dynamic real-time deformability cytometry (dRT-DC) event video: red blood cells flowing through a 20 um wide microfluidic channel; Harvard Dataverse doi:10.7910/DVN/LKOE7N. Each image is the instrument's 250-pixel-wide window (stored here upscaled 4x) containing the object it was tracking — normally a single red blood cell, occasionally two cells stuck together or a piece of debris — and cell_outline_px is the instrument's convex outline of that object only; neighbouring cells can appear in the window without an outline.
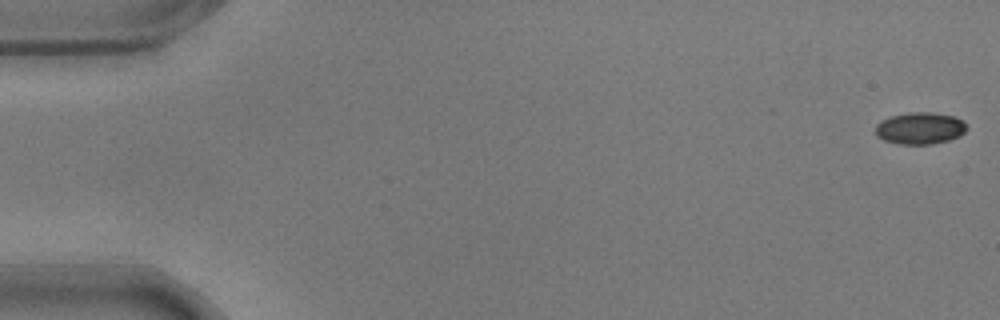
{"species": "common noctule bat (a hibernating species)", "species_latin": "Nyctalus noctula", "temperature_condition": "warm", "stored_images_in_passage": 57, "camera_frame_rate_fps": 3000, "um_per_image_px": 0.085, "animal": {"sex": "male", "body_mass_g": 17.9}, "frame": {"image": 1, "passage_image": 1, "time_ms": 0.0, "image_size_px": [1000, 320], "cell_outline_px": [[968, 128], [960, 136], [948, 140], [932, 144], [900, 144], [884, 140], [876, 136], [876, 124], [880, 120], [892, 116], [908, 112], [932, 112], [956, 116], [964, 120], [968, 124]], "centroid_in_image_um": [78.24, 10.89], "position_along_channel_um": 6.8, "area_um2": 17.22}}
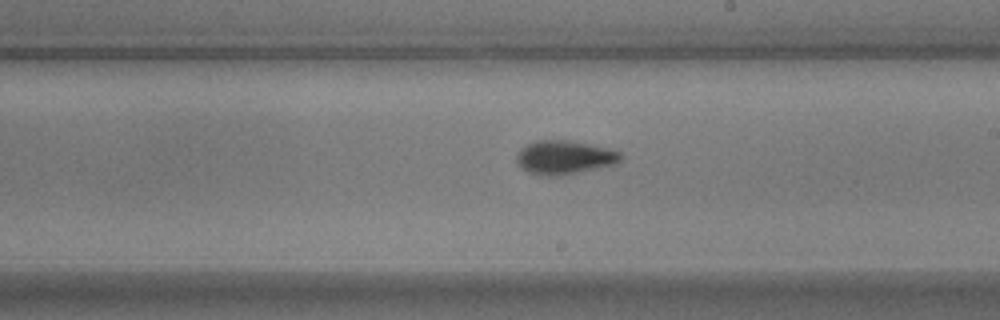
{"frame": {"image": 2, "passage_image": 33, "time_ms": 10.667, "image_size_px": [1000, 320], "cell_outline_px": [[620, 160], [616, 164], [556, 176], [544, 176], [528, 172], [520, 168], [516, 164], [516, 152], [520, 148], [536, 140], [568, 140], [608, 148], [620, 152]], "centroid_in_image_um": [47.9, 13.37], "position_along_channel_um": 241.1, "area_um2": 20.4}}
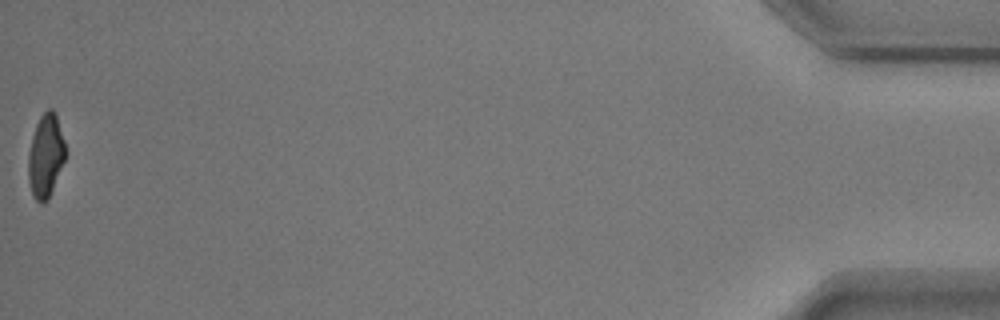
{"frame": {"image": 3, "passage_image": 57, "time_ms": 18.667, "image_size_px": [1000, 320], "cell_outline_px": [[64, 160], [48, 200], [44, 204], [40, 204], [32, 196], [28, 180], [28, 156], [32, 136], [36, 124], [40, 116], [48, 108], [52, 108], [56, 116], [64, 140]], "centroid_in_image_um": [3.85, 13.28], "position_along_channel_um": 431.4, "area_um2": 17.86}, "authors_computed_cell_mechanics": {"area_um2": 18.9006, "velocity_mm_per_s": 3.5769, "shape_relaxation_time_tau1_ms": 3.692, "shape_relaxation_time_tau2_ms": 1.483, "deformation_change_tau1": 0.1506, "deformation_change_tau2": 0.0818}}